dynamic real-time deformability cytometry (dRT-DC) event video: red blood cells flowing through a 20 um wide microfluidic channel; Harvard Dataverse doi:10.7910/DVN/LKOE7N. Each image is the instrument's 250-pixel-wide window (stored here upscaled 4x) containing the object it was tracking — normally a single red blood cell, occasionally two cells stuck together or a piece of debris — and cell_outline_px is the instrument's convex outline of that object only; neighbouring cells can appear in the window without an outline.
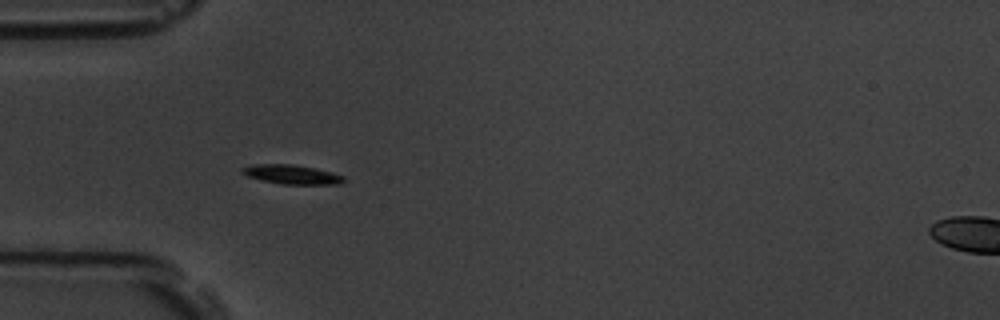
{"species": "common noctule bat (a hibernating species)", "species_latin": "Nyctalus noctula", "temperature_condition": "room temperature", "stored_images_in_passage": 7, "camera_frame_rate_fps": 3000, "um_per_image_px": 0.085, "animal": {"sex": "male", "body_mass_g": 19.5, "forearm_length_mm": 54.6}, "frame": {"image": 1, "passage_image": 6, "time_ms": 6.0, "image_size_px": [1000, 320], "cell_outline_px": [[344, 180], [340, 184], [280, 184], [248, 176], [240, 172], [240, 168], [252, 164], [292, 164], [312, 168], [344, 176]], "centroid_in_image_um": [24.73, 14.82], "position_along_channel_um": 60.3, "area_um2": 11.16}}
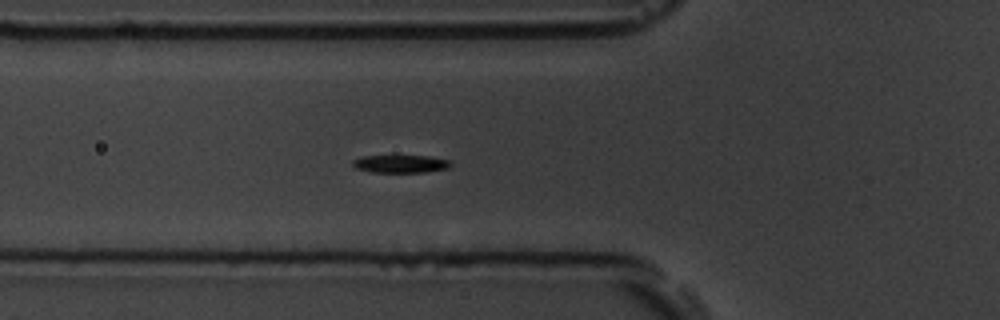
{"frame": {"image": 2, "passage_image": 7, "time_ms": 7.0, "image_size_px": [1000, 320], "cell_outline_px": [[452, 164], [448, 168], [424, 172], [372, 172], [356, 168], [352, 164], [352, 160], [364, 156], [428, 156], [452, 160]], "centroid_in_image_um": [34.08, 13.92], "position_along_channel_um": 91.7, "area_um2": 10.12}}